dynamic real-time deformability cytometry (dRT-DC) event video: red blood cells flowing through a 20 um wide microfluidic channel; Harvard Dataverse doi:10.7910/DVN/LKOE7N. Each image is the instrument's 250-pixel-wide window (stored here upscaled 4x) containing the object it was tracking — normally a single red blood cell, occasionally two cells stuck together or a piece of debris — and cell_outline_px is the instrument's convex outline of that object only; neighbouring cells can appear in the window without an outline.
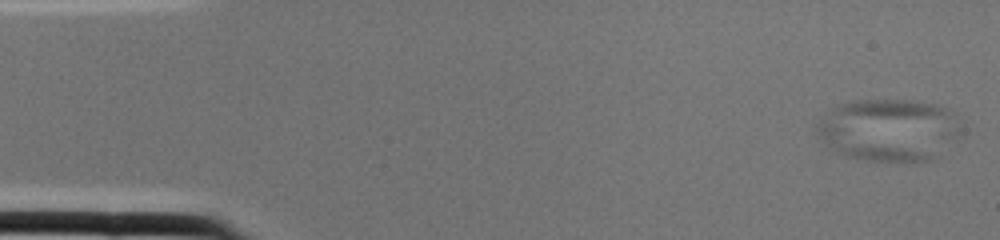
{"species": "common noctule bat (a hibernating species)", "species_latin": "Nyctalus noctula", "temperature_condition": "cold", "stored_images_in_passage": 2, "camera_frame_rate_fps": 3000, "um_per_image_px": 0.085, "animal": {"sex": "female", "body_mass_g": 22.0, "forearm_length_mm": 56.7}, "frame": {"image": 1, "passage_image": 1, "time_ms": 0.0, "image_size_px": [1000, 240], "cell_outline_px": [[964, 132], [956, 140], [936, 156], [928, 160], [912, 164], [868, 160], [844, 156], [828, 148], [816, 132], [816, 124], [820, 116], [836, 104], [852, 100], [908, 100], [936, 104], [948, 108]], "centroid_in_image_um": [75.52, 11.06], "position_along_channel_um": 9.5, "area_um2": 53.58}}